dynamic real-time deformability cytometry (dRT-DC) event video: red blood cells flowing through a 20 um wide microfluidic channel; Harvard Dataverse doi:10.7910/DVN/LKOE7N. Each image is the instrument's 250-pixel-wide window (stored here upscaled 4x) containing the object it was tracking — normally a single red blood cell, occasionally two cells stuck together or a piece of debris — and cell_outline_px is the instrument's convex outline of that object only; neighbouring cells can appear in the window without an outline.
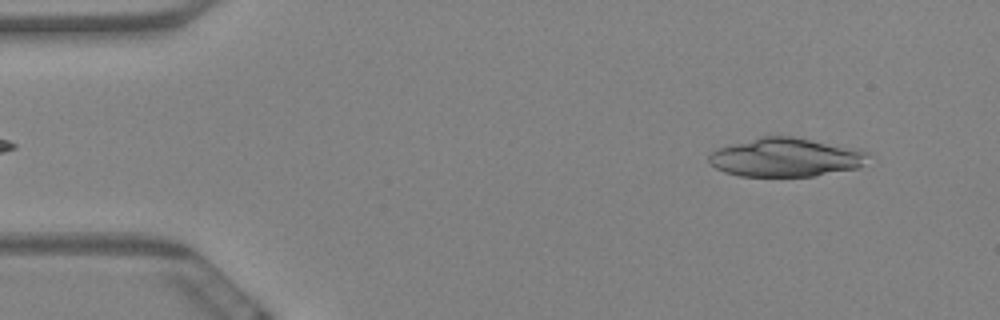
{"species": "Egyptian fruit bat (a non-hibernating species)", "species_latin": "Rousettus aegyptiacus", "temperature_condition": "warm", "stored_images_in_passage": 32, "camera_frame_rate_fps": 3000, "um_per_image_px": 0.085, "animal": {"sex": "female"}, "frame": {"image": 1, "passage_image": 4, "time_ms": 1.0, "image_size_px": [1000, 320], "cell_outline_px": [[868, 156], [860, 168], [812, 176], [740, 176], [724, 172], [716, 168], [708, 160], [708, 156], [712, 152], [720, 148], [760, 136], [792, 136], [860, 148], [868, 152]], "centroid_in_image_um": [66.83, 13.37], "position_along_channel_um": 18.2, "area_um2": 35.95}}